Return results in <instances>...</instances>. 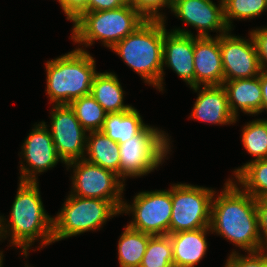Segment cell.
<instances>
[{
    "label": "cell",
    "mask_w": 267,
    "mask_h": 267,
    "mask_svg": "<svg viewBox=\"0 0 267 267\" xmlns=\"http://www.w3.org/2000/svg\"><path fill=\"white\" fill-rule=\"evenodd\" d=\"M210 229L245 252L265 249L259 234L256 199L231 179L212 200Z\"/></svg>",
    "instance_id": "6da1fadb"
},
{
    "label": "cell",
    "mask_w": 267,
    "mask_h": 267,
    "mask_svg": "<svg viewBox=\"0 0 267 267\" xmlns=\"http://www.w3.org/2000/svg\"><path fill=\"white\" fill-rule=\"evenodd\" d=\"M19 182L17 195L10 212L9 225L1 216V239L11 234V243L20 247L23 251L22 254L27 257L28 249L37 238L41 239L42 247L54 243L53 218L45 212L38 182Z\"/></svg>",
    "instance_id": "7a4b0ae2"
},
{
    "label": "cell",
    "mask_w": 267,
    "mask_h": 267,
    "mask_svg": "<svg viewBox=\"0 0 267 267\" xmlns=\"http://www.w3.org/2000/svg\"><path fill=\"white\" fill-rule=\"evenodd\" d=\"M165 19H146L112 50L138 73L145 83L163 90V41Z\"/></svg>",
    "instance_id": "3957f363"
},
{
    "label": "cell",
    "mask_w": 267,
    "mask_h": 267,
    "mask_svg": "<svg viewBox=\"0 0 267 267\" xmlns=\"http://www.w3.org/2000/svg\"><path fill=\"white\" fill-rule=\"evenodd\" d=\"M95 60L78 47L46 63V91L51 103L70 104L73 100L91 93L93 78L97 73Z\"/></svg>",
    "instance_id": "277c9868"
},
{
    "label": "cell",
    "mask_w": 267,
    "mask_h": 267,
    "mask_svg": "<svg viewBox=\"0 0 267 267\" xmlns=\"http://www.w3.org/2000/svg\"><path fill=\"white\" fill-rule=\"evenodd\" d=\"M145 20L130 3L113 10L83 12L73 21L71 39L85 47L101 40L112 49Z\"/></svg>",
    "instance_id": "5b68a950"
},
{
    "label": "cell",
    "mask_w": 267,
    "mask_h": 267,
    "mask_svg": "<svg viewBox=\"0 0 267 267\" xmlns=\"http://www.w3.org/2000/svg\"><path fill=\"white\" fill-rule=\"evenodd\" d=\"M121 211L111 202L70 194L59 214L53 218V242L98 230Z\"/></svg>",
    "instance_id": "8992f818"
},
{
    "label": "cell",
    "mask_w": 267,
    "mask_h": 267,
    "mask_svg": "<svg viewBox=\"0 0 267 267\" xmlns=\"http://www.w3.org/2000/svg\"><path fill=\"white\" fill-rule=\"evenodd\" d=\"M169 142L164 131L146 125L130 140L119 144L120 179L147 175L157 169L169 154Z\"/></svg>",
    "instance_id": "52a82bcc"
},
{
    "label": "cell",
    "mask_w": 267,
    "mask_h": 267,
    "mask_svg": "<svg viewBox=\"0 0 267 267\" xmlns=\"http://www.w3.org/2000/svg\"><path fill=\"white\" fill-rule=\"evenodd\" d=\"M215 194L213 189L191 184L173 185L169 234L209 227Z\"/></svg>",
    "instance_id": "ba28073f"
},
{
    "label": "cell",
    "mask_w": 267,
    "mask_h": 267,
    "mask_svg": "<svg viewBox=\"0 0 267 267\" xmlns=\"http://www.w3.org/2000/svg\"><path fill=\"white\" fill-rule=\"evenodd\" d=\"M66 165L75 168L73 178H71L72 195L111 201L121 211L124 203L121 196L124 184L121 179L119 180L118 174L85 159Z\"/></svg>",
    "instance_id": "9c48e42d"
},
{
    "label": "cell",
    "mask_w": 267,
    "mask_h": 267,
    "mask_svg": "<svg viewBox=\"0 0 267 267\" xmlns=\"http://www.w3.org/2000/svg\"><path fill=\"white\" fill-rule=\"evenodd\" d=\"M133 203H123L121 213L133 212L128 226L151 235H168L172 214L170 190L143 191L134 196Z\"/></svg>",
    "instance_id": "30bf717a"
},
{
    "label": "cell",
    "mask_w": 267,
    "mask_h": 267,
    "mask_svg": "<svg viewBox=\"0 0 267 267\" xmlns=\"http://www.w3.org/2000/svg\"><path fill=\"white\" fill-rule=\"evenodd\" d=\"M53 106L50 134L60 161L66 165L84 159L87 131L82 127L69 104Z\"/></svg>",
    "instance_id": "8fae6325"
},
{
    "label": "cell",
    "mask_w": 267,
    "mask_h": 267,
    "mask_svg": "<svg viewBox=\"0 0 267 267\" xmlns=\"http://www.w3.org/2000/svg\"><path fill=\"white\" fill-rule=\"evenodd\" d=\"M228 34L229 31L219 34L224 81L259 76L261 67L252 35L245 40Z\"/></svg>",
    "instance_id": "7c38bea8"
},
{
    "label": "cell",
    "mask_w": 267,
    "mask_h": 267,
    "mask_svg": "<svg viewBox=\"0 0 267 267\" xmlns=\"http://www.w3.org/2000/svg\"><path fill=\"white\" fill-rule=\"evenodd\" d=\"M45 124L41 122L35 125L23 143L22 152L29 167L21 163L20 181L36 182L37 173L44 172L59 162L52 135Z\"/></svg>",
    "instance_id": "4fadbf2b"
},
{
    "label": "cell",
    "mask_w": 267,
    "mask_h": 267,
    "mask_svg": "<svg viewBox=\"0 0 267 267\" xmlns=\"http://www.w3.org/2000/svg\"><path fill=\"white\" fill-rule=\"evenodd\" d=\"M171 11L184 23L198 29L197 37H209L210 30L221 34L230 31L224 18L223 0L218 6L211 0H173Z\"/></svg>",
    "instance_id": "5bb4252c"
},
{
    "label": "cell",
    "mask_w": 267,
    "mask_h": 267,
    "mask_svg": "<svg viewBox=\"0 0 267 267\" xmlns=\"http://www.w3.org/2000/svg\"><path fill=\"white\" fill-rule=\"evenodd\" d=\"M194 35L186 29L167 32L163 41V67H170L190 87H194Z\"/></svg>",
    "instance_id": "9a60e30c"
},
{
    "label": "cell",
    "mask_w": 267,
    "mask_h": 267,
    "mask_svg": "<svg viewBox=\"0 0 267 267\" xmlns=\"http://www.w3.org/2000/svg\"><path fill=\"white\" fill-rule=\"evenodd\" d=\"M194 87L196 92L201 83L204 86L223 85L224 71L222 66L219 36L215 38L194 37Z\"/></svg>",
    "instance_id": "2e32d148"
},
{
    "label": "cell",
    "mask_w": 267,
    "mask_h": 267,
    "mask_svg": "<svg viewBox=\"0 0 267 267\" xmlns=\"http://www.w3.org/2000/svg\"><path fill=\"white\" fill-rule=\"evenodd\" d=\"M198 92L191 118L221 125L237 121L230 111L228 95L223 85L203 86Z\"/></svg>",
    "instance_id": "e0dca14e"
},
{
    "label": "cell",
    "mask_w": 267,
    "mask_h": 267,
    "mask_svg": "<svg viewBox=\"0 0 267 267\" xmlns=\"http://www.w3.org/2000/svg\"><path fill=\"white\" fill-rule=\"evenodd\" d=\"M223 86L228 95V105L235 118L239 108L250 115L262 112V91L260 75L254 78L224 81Z\"/></svg>",
    "instance_id": "ac0fdd59"
},
{
    "label": "cell",
    "mask_w": 267,
    "mask_h": 267,
    "mask_svg": "<svg viewBox=\"0 0 267 267\" xmlns=\"http://www.w3.org/2000/svg\"><path fill=\"white\" fill-rule=\"evenodd\" d=\"M209 230L210 226L168 234L173 247L174 267H195L208 248L206 234Z\"/></svg>",
    "instance_id": "d6986e66"
},
{
    "label": "cell",
    "mask_w": 267,
    "mask_h": 267,
    "mask_svg": "<svg viewBox=\"0 0 267 267\" xmlns=\"http://www.w3.org/2000/svg\"><path fill=\"white\" fill-rule=\"evenodd\" d=\"M90 94L107 114L121 113L132 108V106L123 104L124 91L118 77L111 72L95 74Z\"/></svg>",
    "instance_id": "ffe728a7"
},
{
    "label": "cell",
    "mask_w": 267,
    "mask_h": 267,
    "mask_svg": "<svg viewBox=\"0 0 267 267\" xmlns=\"http://www.w3.org/2000/svg\"><path fill=\"white\" fill-rule=\"evenodd\" d=\"M88 162L111 170L120 177V146L101 131H90L87 136L86 150Z\"/></svg>",
    "instance_id": "44dd1931"
},
{
    "label": "cell",
    "mask_w": 267,
    "mask_h": 267,
    "mask_svg": "<svg viewBox=\"0 0 267 267\" xmlns=\"http://www.w3.org/2000/svg\"><path fill=\"white\" fill-rule=\"evenodd\" d=\"M145 126L140 113L132 107L121 113L107 114L100 131L121 144L137 135Z\"/></svg>",
    "instance_id": "7402d4cb"
},
{
    "label": "cell",
    "mask_w": 267,
    "mask_h": 267,
    "mask_svg": "<svg viewBox=\"0 0 267 267\" xmlns=\"http://www.w3.org/2000/svg\"><path fill=\"white\" fill-rule=\"evenodd\" d=\"M153 235L134 230L128 225L118 242V261L121 267H139Z\"/></svg>",
    "instance_id": "603a6c76"
},
{
    "label": "cell",
    "mask_w": 267,
    "mask_h": 267,
    "mask_svg": "<svg viewBox=\"0 0 267 267\" xmlns=\"http://www.w3.org/2000/svg\"><path fill=\"white\" fill-rule=\"evenodd\" d=\"M244 191L253 198L267 196V159L251 160L234 170Z\"/></svg>",
    "instance_id": "cb8c5ba5"
},
{
    "label": "cell",
    "mask_w": 267,
    "mask_h": 267,
    "mask_svg": "<svg viewBox=\"0 0 267 267\" xmlns=\"http://www.w3.org/2000/svg\"><path fill=\"white\" fill-rule=\"evenodd\" d=\"M69 105L86 131L101 130L107 113L91 94L77 98Z\"/></svg>",
    "instance_id": "d4e9b609"
},
{
    "label": "cell",
    "mask_w": 267,
    "mask_h": 267,
    "mask_svg": "<svg viewBox=\"0 0 267 267\" xmlns=\"http://www.w3.org/2000/svg\"><path fill=\"white\" fill-rule=\"evenodd\" d=\"M139 267H174L173 247L169 235H154L149 239Z\"/></svg>",
    "instance_id": "484cf974"
},
{
    "label": "cell",
    "mask_w": 267,
    "mask_h": 267,
    "mask_svg": "<svg viewBox=\"0 0 267 267\" xmlns=\"http://www.w3.org/2000/svg\"><path fill=\"white\" fill-rule=\"evenodd\" d=\"M242 143L253 160L267 159V120L257 119L242 129Z\"/></svg>",
    "instance_id": "4316f807"
},
{
    "label": "cell",
    "mask_w": 267,
    "mask_h": 267,
    "mask_svg": "<svg viewBox=\"0 0 267 267\" xmlns=\"http://www.w3.org/2000/svg\"><path fill=\"white\" fill-rule=\"evenodd\" d=\"M224 18L231 30V19H253L267 10V0H223Z\"/></svg>",
    "instance_id": "83f0119b"
},
{
    "label": "cell",
    "mask_w": 267,
    "mask_h": 267,
    "mask_svg": "<svg viewBox=\"0 0 267 267\" xmlns=\"http://www.w3.org/2000/svg\"><path fill=\"white\" fill-rule=\"evenodd\" d=\"M266 249L258 252H248V255H240L236 251L230 254L225 267H267Z\"/></svg>",
    "instance_id": "f1b7e54d"
},
{
    "label": "cell",
    "mask_w": 267,
    "mask_h": 267,
    "mask_svg": "<svg viewBox=\"0 0 267 267\" xmlns=\"http://www.w3.org/2000/svg\"><path fill=\"white\" fill-rule=\"evenodd\" d=\"M145 19H162L166 16L159 11L162 7L171 8L172 0H128Z\"/></svg>",
    "instance_id": "f546056e"
},
{
    "label": "cell",
    "mask_w": 267,
    "mask_h": 267,
    "mask_svg": "<svg viewBox=\"0 0 267 267\" xmlns=\"http://www.w3.org/2000/svg\"><path fill=\"white\" fill-rule=\"evenodd\" d=\"M250 34L256 45L261 70L267 71V27L262 29L256 28V30H252Z\"/></svg>",
    "instance_id": "4dcf8cb0"
},
{
    "label": "cell",
    "mask_w": 267,
    "mask_h": 267,
    "mask_svg": "<svg viewBox=\"0 0 267 267\" xmlns=\"http://www.w3.org/2000/svg\"><path fill=\"white\" fill-rule=\"evenodd\" d=\"M89 0H58L67 20L74 21L81 13L88 12Z\"/></svg>",
    "instance_id": "1f68e13d"
},
{
    "label": "cell",
    "mask_w": 267,
    "mask_h": 267,
    "mask_svg": "<svg viewBox=\"0 0 267 267\" xmlns=\"http://www.w3.org/2000/svg\"><path fill=\"white\" fill-rule=\"evenodd\" d=\"M256 207L258 212L259 234L264 248L267 249V196L257 198Z\"/></svg>",
    "instance_id": "d6a6232c"
},
{
    "label": "cell",
    "mask_w": 267,
    "mask_h": 267,
    "mask_svg": "<svg viewBox=\"0 0 267 267\" xmlns=\"http://www.w3.org/2000/svg\"><path fill=\"white\" fill-rule=\"evenodd\" d=\"M128 4V0H89L88 12L113 10Z\"/></svg>",
    "instance_id": "836d02e7"
},
{
    "label": "cell",
    "mask_w": 267,
    "mask_h": 267,
    "mask_svg": "<svg viewBox=\"0 0 267 267\" xmlns=\"http://www.w3.org/2000/svg\"><path fill=\"white\" fill-rule=\"evenodd\" d=\"M260 84L262 91V111H267V71L261 70L260 73Z\"/></svg>",
    "instance_id": "e575fe53"
},
{
    "label": "cell",
    "mask_w": 267,
    "mask_h": 267,
    "mask_svg": "<svg viewBox=\"0 0 267 267\" xmlns=\"http://www.w3.org/2000/svg\"><path fill=\"white\" fill-rule=\"evenodd\" d=\"M2 254H3V252H0V267H2V264H3L2 263L3 262V257H2L3 255Z\"/></svg>",
    "instance_id": "d590c367"
},
{
    "label": "cell",
    "mask_w": 267,
    "mask_h": 267,
    "mask_svg": "<svg viewBox=\"0 0 267 267\" xmlns=\"http://www.w3.org/2000/svg\"><path fill=\"white\" fill-rule=\"evenodd\" d=\"M0 239H1V216H0Z\"/></svg>",
    "instance_id": "8d00e7d4"
}]
</instances>
